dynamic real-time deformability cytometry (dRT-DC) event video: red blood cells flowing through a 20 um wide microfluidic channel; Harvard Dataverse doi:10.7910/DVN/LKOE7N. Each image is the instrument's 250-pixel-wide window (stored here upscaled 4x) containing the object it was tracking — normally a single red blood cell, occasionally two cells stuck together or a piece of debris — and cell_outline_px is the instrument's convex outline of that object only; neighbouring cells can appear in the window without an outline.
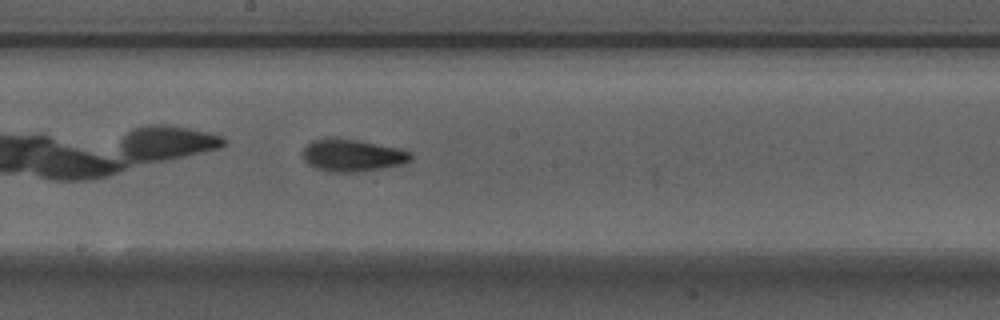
{"species": "Egyptian fruit bat (a non-hibernating species)", "species_latin": "Rousettus aegyptiacus", "temperature_condition": "warm", "stored_images_in_passage": 30, "camera_frame_rate_fps": 3000, "um_per_image_px": 0.085, "animal": {"sex": "male"}, "frame": {"image": 1, "passage_image": 10, "time_ms": 3.0, "image_size_px": [1000, 320], "cell_outline_px": [[412, 160], [404, 164], [364, 172], [328, 172], [316, 168], [308, 164], [304, 160], [304, 148], [312, 140], [328, 136], [336, 136], [400, 148], [412, 152]], "centroid_in_image_um": [29.97, 13.19], "position_along_channel_um": 218.2, "area_um2": 20.87}}
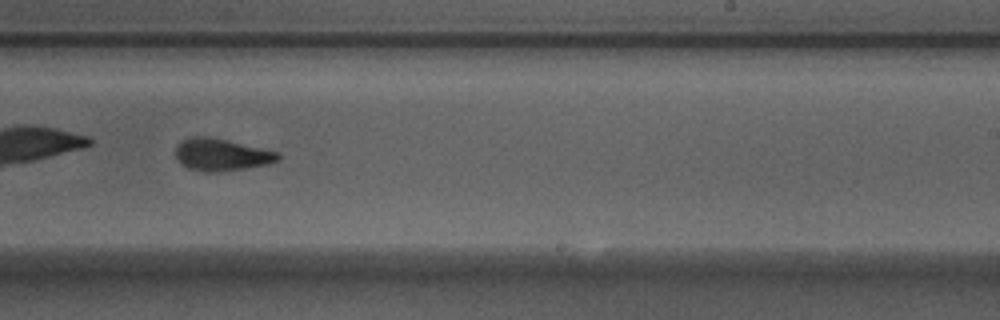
{"frame": {"image": 2, "passage_image": 14, "time_ms": 4.333, "image_size_px": [1000, 320], "cell_outline_px": [[280, 160], [268, 164], [244, 168], [216, 172], [208, 172], [188, 168], [180, 164], [176, 156], [176, 148], [180, 140], [188, 136], [208, 136], [228, 140], [280, 152]], "centroid_in_image_um": [18.81, 13.13], "position_along_channel_um": 270.2, "area_um2": 19.36}, "authors_computed_cell_mechanics": {"area_um2": 19.1896, "velocity_mm_per_s": 3.907, "shape_relaxation_time_tau1_ms": 3.4844, "shape_relaxation_time_tau2_ms": 1.0895, "deformation_change_tau1": 0.131, "deformation_change_tau2": 0.0687}}